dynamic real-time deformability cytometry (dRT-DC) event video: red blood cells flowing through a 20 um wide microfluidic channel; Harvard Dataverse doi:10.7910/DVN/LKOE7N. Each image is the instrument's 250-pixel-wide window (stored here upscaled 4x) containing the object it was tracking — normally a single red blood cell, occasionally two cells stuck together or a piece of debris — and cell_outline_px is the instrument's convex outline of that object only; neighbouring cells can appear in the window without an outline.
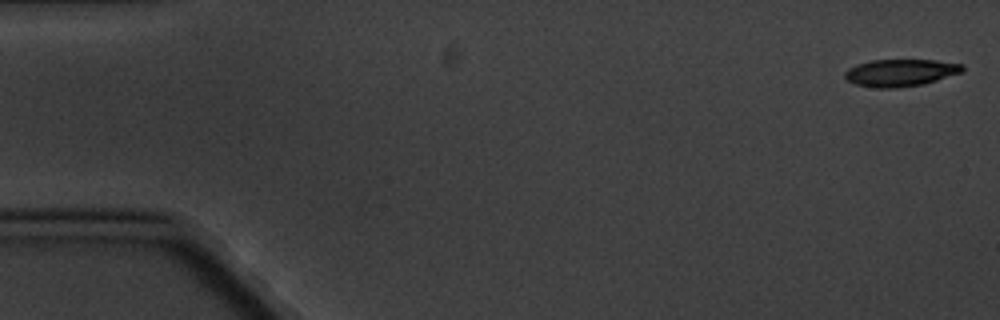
{"species": "common noctule bat (a hibernating species)", "species_latin": "Nyctalus noctula", "temperature_condition": "cold", "stored_images_in_passage": 8, "camera_frame_rate_fps": 3000, "um_per_image_px": 0.085, "animal": {"sex": "male", "body_mass_g": 20.1, "forearm_length_mm": 53.5}, "frame": {"image": 1, "passage_image": 1, "time_ms": 0.0, "image_size_px": [1000, 320], "cell_outline_px": [[964, 68], [960, 72], [924, 84], [896, 88], [876, 88], [856, 84], [848, 80], [844, 76], [844, 72], [848, 68], [856, 64], [872, 60], [936, 60], [964, 64]], "centroid_in_image_um": [76.51, 6.17], "position_along_channel_um": 8.5, "area_um2": 18.55}}
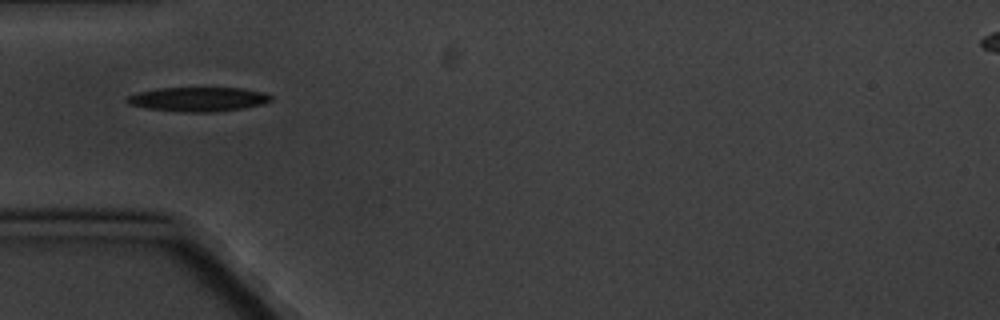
{"frame": {"image": 2, "passage_image": 5, "time_ms": 5.667, "image_size_px": [1000, 320], "cell_outline_px": [[272, 100], [264, 104], [244, 108], [216, 112], [184, 112], [148, 108], [128, 104], [124, 100], [128, 96], [136, 92], [156, 88], [244, 88], [264, 92], [272, 96]], "centroid_in_image_um": [16.86, 8.43], "position_along_channel_um": 68.1, "area_um2": 20.58}}